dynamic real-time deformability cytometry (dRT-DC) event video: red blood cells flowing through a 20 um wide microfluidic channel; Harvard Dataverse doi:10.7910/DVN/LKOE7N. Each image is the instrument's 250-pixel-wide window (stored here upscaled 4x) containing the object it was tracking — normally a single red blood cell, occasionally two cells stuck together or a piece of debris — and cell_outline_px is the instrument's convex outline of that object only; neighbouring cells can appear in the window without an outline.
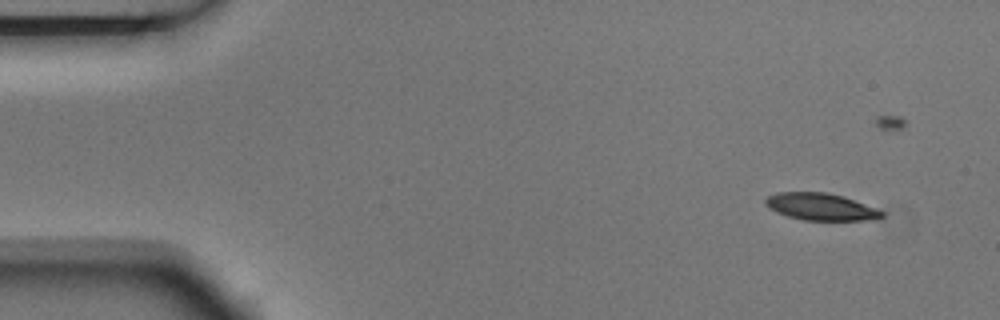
{"species": "Egyptian fruit bat (a non-hibernating species)", "species_latin": "Rousettus aegyptiacus", "temperature_condition": "room temperature", "stored_images_in_passage": 6, "segment_of_instrument_passage": [1, 2], "camera_frame_rate_fps": 3000, "um_per_image_px": 0.085, "animal": {"sex": "male"}, "frame": {"image": 1, "passage_image": 1, "time_ms": 0.0, "image_size_px": [1000, 320], "cell_outline_px": [[884, 216], [864, 220], [804, 220], [788, 216], [776, 212], [768, 208], [764, 204], [764, 200], [768, 196], [776, 192], [828, 192], [844, 196], [884, 212]], "centroid_in_image_um": [69.7, 17.56], "position_along_channel_um": 15.3, "area_um2": 18.26}}